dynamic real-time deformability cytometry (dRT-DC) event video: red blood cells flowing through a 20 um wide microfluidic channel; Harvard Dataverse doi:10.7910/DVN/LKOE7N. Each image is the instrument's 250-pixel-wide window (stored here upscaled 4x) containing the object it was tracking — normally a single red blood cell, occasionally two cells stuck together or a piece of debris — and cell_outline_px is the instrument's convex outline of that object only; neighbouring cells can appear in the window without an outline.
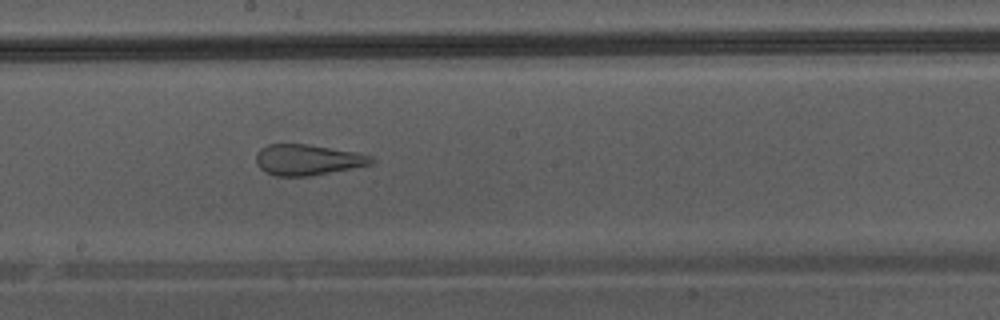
{"species": "Egyptian fruit bat (a non-hibernating species)", "species_latin": "Rousettus aegyptiacus", "temperature_condition": "warm", "stored_images_in_passage": 36, "camera_frame_rate_fps": 3000, "um_per_image_px": 0.085, "animal": {"sex": "male"}, "frame": {"image": 1, "passage_image": 16, "time_ms": 5.0, "image_size_px": [1000, 320], "cell_outline_px": [[376, 160], [372, 164], [308, 176], [276, 176], [264, 172], [256, 164], [256, 152], [260, 148], [268, 144], [308, 144], [356, 152], [372, 156]], "centroid_in_image_um": [26.11, 13.57], "position_along_channel_um": 222.1, "area_um2": 20.69}}